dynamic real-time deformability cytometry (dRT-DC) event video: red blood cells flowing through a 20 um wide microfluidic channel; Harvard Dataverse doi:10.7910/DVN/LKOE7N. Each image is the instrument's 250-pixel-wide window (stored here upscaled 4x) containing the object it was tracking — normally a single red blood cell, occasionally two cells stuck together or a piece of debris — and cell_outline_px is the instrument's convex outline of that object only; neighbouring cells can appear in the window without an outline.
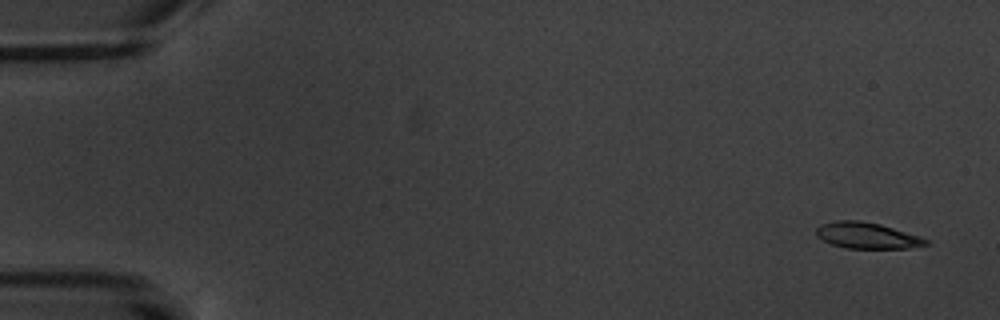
{"species": "common noctule bat (a hibernating species)", "species_latin": "Nyctalus noctula", "temperature_condition": "warm", "stored_images_in_passage": 8, "camera_frame_rate_fps": 3000, "um_per_image_px": 0.085, "animal": {"sex": "male", "body_mass_g": 20.1, "forearm_length_mm": 53.5}, "frame": {"image": 1, "passage_image": 1, "time_ms": 0.0, "image_size_px": [1000, 320], "cell_outline_px": [[928, 244], [908, 248], [844, 248], [832, 244], [816, 236], [816, 228], [820, 224], [836, 220], [860, 220], [880, 224], [920, 236], [928, 240]], "centroid_in_image_um": [73.66, 20.01], "position_along_channel_um": 11.3, "area_um2": 16.65}}
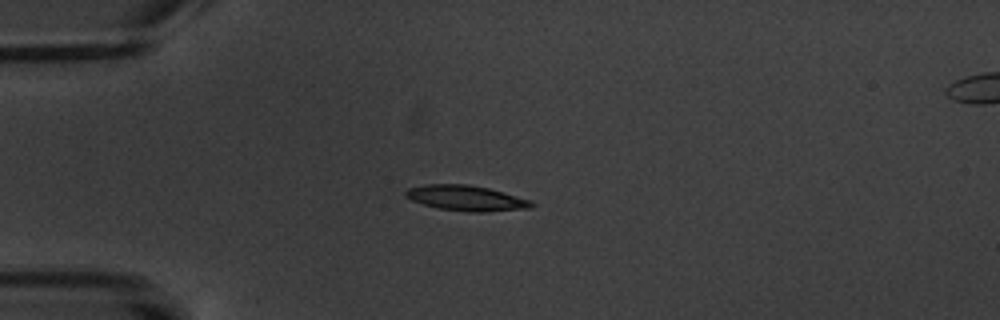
{"frame": {"image": 2, "passage_image": 5, "time_ms": 4.333, "image_size_px": [1000, 320], "cell_outline_px": [[536, 204], [532, 208], [484, 212], [468, 212], [440, 208], [424, 204], [412, 200], [404, 196], [404, 192], [408, 188], [424, 184], [468, 184], [488, 188], [532, 200]], "centroid_in_image_um": [39.65, 16.83], "position_along_channel_um": 45.3, "area_um2": 18.67}}
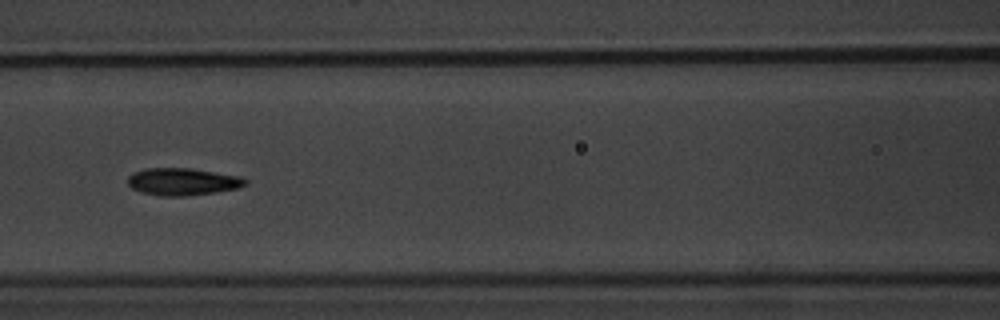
{"frame": {"image": 3, "passage_image": 8, "time_ms": 8.0, "image_size_px": [1000, 320], "cell_outline_px": [[248, 184], [240, 188], [216, 192], [188, 196], [160, 196], [140, 192], [132, 188], [128, 184], [128, 176], [132, 172], [144, 168], [192, 168], [240, 176], [248, 180]], "centroid_in_image_um": [15.54, 15.44], "position_along_channel_um": 151.1, "area_um2": 19.02}}